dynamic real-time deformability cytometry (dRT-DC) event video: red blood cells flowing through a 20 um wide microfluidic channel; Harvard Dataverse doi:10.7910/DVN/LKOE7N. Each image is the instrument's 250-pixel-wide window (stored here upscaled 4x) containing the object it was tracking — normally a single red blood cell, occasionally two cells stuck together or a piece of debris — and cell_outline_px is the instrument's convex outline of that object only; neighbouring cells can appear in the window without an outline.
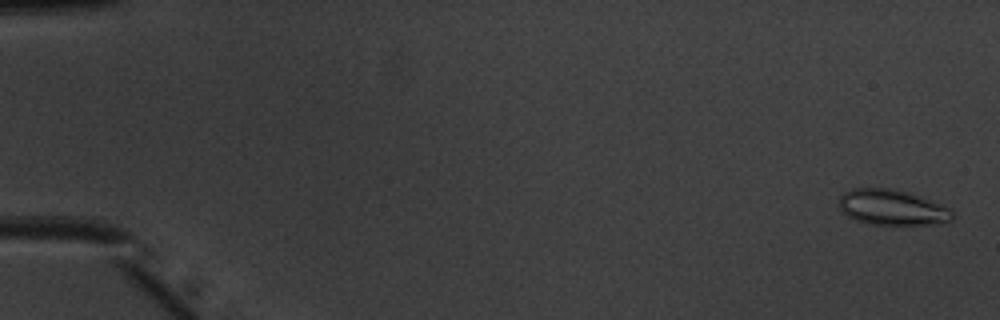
{"species": "common noctule bat (a hibernating species)", "species_latin": "Nyctalus noctula", "temperature_condition": "warm", "stored_images_in_passage": 52, "camera_frame_rate_fps": 3000, "um_per_image_px": 0.085, "animal": {"sex": "male", "body_mass_g": 20.1, "forearm_length_mm": 53.5}, "frame": {"image": 1, "passage_image": 2, "time_ms": 0.333, "image_size_px": [1000, 320], "cell_outline_px": [[956, 216], [952, 220], [940, 224], [868, 224], [856, 220], [848, 216], [840, 208], [840, 196], [844, 192], [852, 188], [892, 188], [940, 204], [948, 208]], "centroid_in_image_um": [75.82, 17.64], "position_along_channel_um": 9.2, "area_um2": 23.12}}
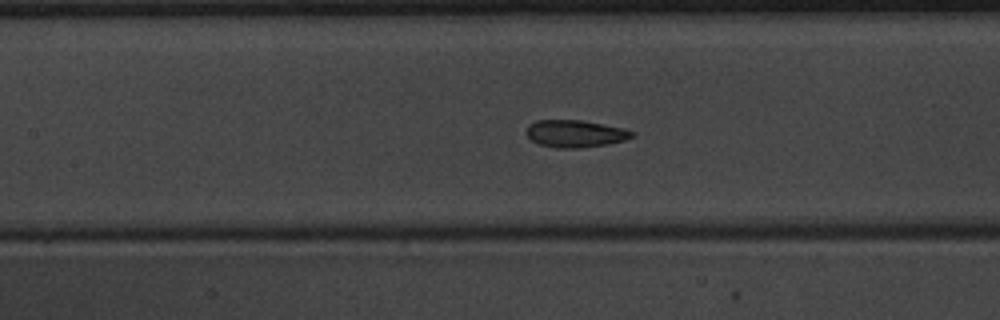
{"frame": {"image": 2, "passage_image": 25, "time_ms": 8.0, "image_size_px": [1000, 320], "cell_outline_px": [[636, 136], [624, 140], [608, 144], [580, 148], [556, 148], [540, 144], [532, 140], [528, 136], [528, 124], [536, 120], [584, 120], [624, 128], [636, 132]], "centroid_in_image_um": [48.95, 11.35], "position_along_channel_um": 158.4, "area_um2": 16.88}}
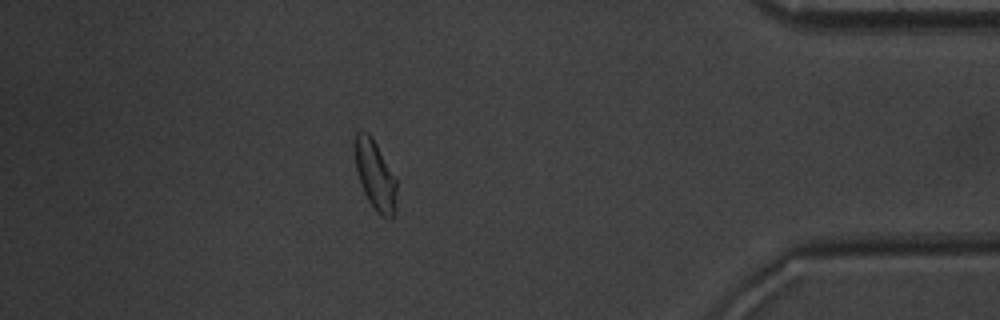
{"frame": {"image": 3, "passage_image": 46, "time_ms": 15.0, "image_size_px": [1000, 320], "cell_outline_px": [[396, 212], [392, 216], [380, 216], [376, 212], [368, 200], [360, 184], [356, 172], [352, 148], [356, 132], [360, 128], [368, 132], [372, 136], [396, 180]], "centroid_in_image_um": [31.83, 14.82], "position_along_channel_um": 403.4, "area_um2": 17.28}, "authors_computed_cell_mechanics": {"area_um2": 17.5134, "velocity_mm_per_s": 4.0227, "shape_relaxation_time_tau1_ms": 4.1562, "shape_relaxation_time_tau2_ms": 1.5153, "deformation_change_tau1": 0.1096, "deformation_change_tau2": 0.0883}}